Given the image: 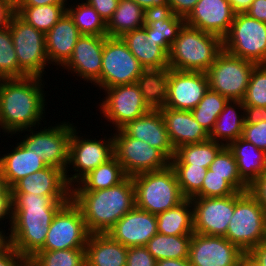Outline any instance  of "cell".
Returning <instances> with one entry per match:
<instances>
[{"instance_id":"c3c4849f","label":"cell","mask_w":266,"mask_h":266,"mask_svg":"<svg viewBox=\"0 0 266 266\" xmlns=\"http://www.w3.org/2000/svg\"><path fill=\"white\" fill-rule=\"evenodd\" d=\"M126 266H157V260L146 246L130 247L127 251Z\"/></svg>"},{"instance_id":"f5cc1de1","label":"cell","mask_w":266,"mask_h":266,"mask_svg":"<svg viewBox=\"0 0 266 266\" xmlns=\"http://www.w3.org/2000/svg\"><path fill=\"white\" fill-rule=\"evenodd\" d=\"M244 118L250 124L266 121V107L244 105Z\"/></svg>"},{"instance_id":"277c9868","label":"cell","mask_w":266,"mask_h":266,"mask_svg":"<svg viewBox=\"0 0 266 266\" xmlns=\"http://www.w3.org/2000/svg\"><path fill=\"white\" fill-rule=\"evenodd\" d=\"M222 50L221 37L184 24L168 54L169 68L206 72Z\"/></svg>"},{"instance_id":"6da1fadb","label":"cell","mask_w":266,"mask_h":266,"mask_svg":"<svg viewBox=\"0 0 266 266\" xmlns=\"http://www.w3.org/2000/svg\"><path fill=\"white\" fill-rule=\"evenodd\" d=\"M71 197L12 194V226L8 240L24 257H33L44 245L57 211Z\"/></svg>"},{"instance_id":"ac0fdd59","label":"cell","mask_w":266,"mask_h":266,"mask_svg":"<svg viewBox=\"0 0 266 266\" xmlns=\"http://www.w3.org/2000/svg\"><path fill=\"white\" fill-rule=\"evenodd\" d=\"M208 89L206 72L170 69L168 100L165 107L191 111Z\"/></svg>"},{"instance_id":"9a60e30c","label":"cell","mask_w":266,"mask_h":266,"mask_svg":"<svg viewBox=\"0 0 266 266\" xmlns=\"http://www.w3.org/2000/svg\"><path fill=\"white\" fill-rule=\"evenodd\" d=\"M104 91L107 96L99 104L100 111L104 118L115 125V130L122 129L129 122L150 111L136 83L118 85Z\"/></svg>"},{"instance_id":"7a4b0ae2","label":"cell","mask_w":266,"mask_h":266,"mask_svg":"<svg viewBox=\"0 0 266 266\" xmlns=\"http://www.w3.org/2000/svg\"><path fill=\"white\" fill-rule=\"evenodd\" d=\"M41 77L0 79V128L15 134L39 127L45 113V94ZM44 111V112H43Z\"/></svg>"},{"instance_id":"f1b7e54d","label":"cell","mask_w":266,"mask_h":266,"mask_svg":"<svg viewBox=\"0 0 266 266\" xmlns=\"http://www.w3.org/2000/svg\"><path fill=\"white\" fill-rule=\"evenodd\" d=\"M237 161L241 179L250 186L259 176L266 172V152L254 144L239 137L227 146Z\"/></svg>"},{"instance_id":"7dc6e473","label":"cell","mask_w":266,"mask_h":266,"mask_svg":"<svg viewBox=\"0 0 266 266\" xmlns=\"http://www.w3.org/2000/svg\"><path fill=\"white\" fill-rule=\"evenodd\" d=\"M242 138L266 152V121L244 123Z\"/></svg>"},{"instance_id":"30bf717a","label":"cell","mask_w":266,"mask_h":266,"mask_svg":"<svg viewBox=\"0 0 266 266\" xmlns=\"http://www.w3.org/2000/svg\"><path fill=\"white\" fill-rule=\"evenodd\" d=\"M144 67L120 37H107L102 53L100 77L93 83L100 89L136 83Z\"/></svg>"},{"instance_id":"836d02e7","label":"cell","mask_w":266,"mask_h":266,"mask_svg":"<svg viewBox=\"0 0 266 266\" xmlns=\"http://www.w3.org/2000/svg\"><path fill=\"white\" fill-rule=\"evenodd\" d=\"M147 12L133 0H119L112 18L107 23L108 37H121L126 32L142 28Z\"/></svg>"},{"instance_id":"816d5d0a","label":"cell","mask_w":266,"mask_h":266,"mask_svg":"<svg viewBox=\"0 0 266 266\" xmlns=\"http://www.w3.org/2000/svg\"><path fill=\"white\" fill-rule=\"evenodd\" d=\"M199 0H167L169 10L180 17L186 18Z\"/></svg>"},{"instance_id":"4fadbf2b","label":"cell","mask_w":266,"mask_h":266,"mask_svg":"<svg viewBox=\"0 0 266 266\" xmlns=\"http://www.w3.org/2000/svg\"><path fill=\"white\" fill-rule=\"evenodd\" d=\"M32 129L23 130L29 131L30 135H26L21 142L38 157H42L47 166L59 168L67 175L70 171L68 170L69 145L73 124L63 122L35 132Z\"/></svg>"},{"instance_id":"d590c367","label":"cell","mask_w":266,"mask_h":266,"mask_svg":"<svg viewBox=\"0 0 266 266\" xmlns=\"http://www.w3.org/2000/svg\"><path fill=\"white\" fill-rule=\"evenodd\" d=\"M224 146L210 139L202 143L180 146L175 150L170 166H197L208 169Z\"/></svg>"},{"instance_id":"f907efd6","label":"cell","mask_w":266,"mask_h":266,"mask_svg":"<svg viewBox=\"0 0 266 266\" xmlns=\"http://www.w3.org/2000/svg\"><path fill=\"white\" fill-rule=\"evenodd\" d=\"M248 192L259 202L266 214V172L249 186Z\"/></svg>"},{"instance_id":"7bdbcfd3","label":"cell","mask_w":266,"mask_h":266,"mask_svg":"<svg viewBox=\"0 0 266 266\" xmlns=\"http://www.w3.org/2000/svg\"><path fill=\"white\" fill-rule=\"evenodd\" d=\"M32 258L39 266H86L85 248L38 251Z\"/></svg>"},{"instance_id":"d6a6232c","label":"cell","mask_w":266,"mask_h":266,"mask_svg":"<svg viewBox=\"0 0 266 266\" xmlns=\"http://www.w3.org/2000/svg\"><path fill=\"white\" fill-rule=\"evenodd\" d=\"M157 231L164 235H192L194 233L193 205L185 198L181 203L156 215Z\"/></svg>"},{"instance_id":"8fae6325","label":"cell","mask_w":266,"mask_h":266,"mask_svg":"<svg viewBox=\"0 0 266 266\" xmlns=\"http://www.w3.org/2000/svg\"><path fill=\"white\" fill-rule=\"evenodd\" d=\"M113 135L114 157L127 176L159 171L170 165V160L159 149L130 137L123 129L117 130Z\"/></svg>"},{"instance_id":"603a6c76","label":"cell","mask_w":266,"mask_h":266,"mask_svg":"<svg viewBox=\"0 0 266 266\" xmlns=\"http://www.w3.org/2000/svg\"><path fill=\"white\" fill-rule=\"evenodd\" d=\"M130 137L145 141L159 149L169 160L175 155L160 110H150L122 128Z\"/></svg>"},{"instance_id":"8d00e7d4","label":"cell","mask_w":266,"mask_h":266,"mask_svg":"<svg viewBox=\"0 0 266 266\" xmlns=\"http://www.w3.org/2000/svg\"><path fill=\"white\" fill-rule=\"evenodd\" d=\"M192 235L155 234L146 247L158 261L163 259H186L189 257V246Z\"/></svg>"},{"instance_id":"74e56055","label":"cell","mask_w":266,"mask_h":266,"mask_svg":"<svg viewBox=\"0 0 266 266\" xmlns=\"http://www.w3.org/2000/svg\"><path fill=\"white\" fill-rule=\"evenodd\" d=\"M66 7L65 4L22 6L16 14L27 24L46 34L66 13Z\"/></svg>"},{"instance_id":"3957f363","label":"cell","mask_w":266,"mask_h":266,"mask_svg":"<svg viewBox=\"0 0 266 266\" xmlns=\"http://www.w3.org/2000/svg\"><path fill=\"white\" fill-rule=\"evenodd\" d=\"M71 199L80 208L90 234H106L135 207L133 179L127 176L119 184L97 191H71Z\"/></svg>"},{"instance_id":"94428289","label":"cell","mask_w":266,"mask_h":266,"mask_svg":"<svg viewBox=\"0 0 266 266\" xmlns=\"http://www.w3.org/2000/svg\"><path fill=\"white\" fill-rule=\"evenodd\" d=\"M157 266H192L189 259H163L157 261Z\"/></svg>"},{"instance_id":"60d3db41","label":"cell","mask_w":266,"mask_h":266,"mask_svg":"<svg viewBox=\"0 0 266 266\" xmlns=\"http://www.w3.org/2000/svg\"><path fill=\"white\" fill-rule=\"evenodd\" d=\"M227 102L228 99L226 97L208 89L198 105L191 110V113L194 119L210 134L217 117L223 111Z\"/></svg>"},{"instance_id":"8992f818","label":"cell","mask_w":266,"mask_h":266,"mask_svg":"<svg viewBox=\"0 0 266 266\" xmlns=\"http://www.w3.org/2000/svg\"><path fill=\"white\" fill-rule=\"evenodd\" d=\"M224 237L244 253L266 241V214L248 191L235 193L234 214Z\"/></svg>"},{"instance_id":"52a82bcc","label":"cell","mask_w":266,"mask_h":266,"mask_svg":"<svg viewBox=\"0 0 266 266\" xmlns=\"http://www.w3.org/2000/svg\"><path fill=\"white\" fill-rule=\"evenodd\" d=\"M256 65L223 49L206 71L209 89L218 92L228 100L242 101Z\"/></svg>"},{"instance_id":"f35d334b","label":"cell","mask_w":266,"mask_h":266,"mask_svg":"<svg viewBox=\"0 0 266 266\" xmlns=\"http://www.w3.org/2000/svg\"><path fill=\"white\" fill-rule=\"evenodd\" d=\"M69 7L66 8V13L82 35L108 36L106 22L87 2Z\"/></svg>"},{"instance_id":"ab89813d","label":"cell","mask_w":266,"mask_h":266,"mask_svg":"<svg viewBox=\"0 0 266 266\" xmlns=\"http://www.w3.org/2000/svg\"><path fill=\"white\" fill-rule=\"evenodd\" d=\"M207 174L222 176L237 192H247L249 190V186L241 179L237 169V161L227 146H224L218 152L207 169Z\"/></svg>"},{"instance_id":"e0dca14e","label":"cell","mask_w":266,"mask_h":266,"mask_svg":"<svg viewBox=\"0 0 266 266\" xmlns=\"http://www.w3.org/2000/svg\"><path fill=\"white\" fill-rule=\"evenodd\" d=\"M243 254L224 236L193 233L188 259L192 266H239Z\"/></svg>"},{"instance_id":"44dd1931","label":"cell","mask_w":266,"mask_h":266,"mask_svg":"<svg viewBox=\"0 0 266 266\" xmlns=\"http://www.w3.org/2000/svg\"><path fill=\"white\" fill-rule=\"evenodd\" d=\"M108 36L82 35L69 61L63 66L67 71H73L77 76L95 82L101 75L102 53L104 41Z\"/></svg>"},{"instance_id":"cb8c5ba5","label":"cell","mask_w":266,"mask_h":266,"mask_svg":"<svg viewBox=\"0 0 266 266\" xmlns=\"http://www.w3.org/2000/svg\"><path fill=\"white\" fill-rule=\"evenodd\" d=\"M160 111L170 142L175 150L186 144L202 143L209 140V134L194 119L191 111L168 107H164Z\"/></svg>"},{"instance_id":"e575fe53","label":"cell","mask_w":266,"mask_h":266,"mask_svg":"<svg viewBox=\"0 0 266 266\" xmlns=\"http://www.w3.org/2000/svg\"><path fill=\"white\" fill-rule=\"evenodd\" d=\"M126 177L127 175L122 165L113 156L106 163L99 165L83 177L78 184L75 185V188H71V191H97L107 189L119 184Z\"/></svg>"},{"instance_id":"f546056e","label":"cell","mask_w":266,"mask_h":266,"mask_svg":"<svg viewBox=\"0 0 266 266\" xmlns=\"http://www.w3.org/2000/svg\"><path fill=\"white\" fill-rule=\"evenodd\" d=\"M170 68L144 69L136 84L142 97L150 110H160L165 107L168 100Z\"/></svg>"},{"instance_id":"681fc988","label":"cell","mask_w":266,"mask_h":266,"mask_svg":"<svg viewBox=\"0 0 266 266\" xmlns=\"http://www.w3.org/2000/svg\"><path fill=\"white\" fill-rule=\"evenodd\" d=\"M100 15V17L106 22L112 18L115 12L119 0H86Z\"/></svg>"},{"instance_id":"6125c7cd","label":"cell","mask_w":266,"mask_h":266,"mask_svg":"<svg viewBox=\"0 0 266 266\" xmlns=\"http://www.w3.org/2000/svg\"><path fill=\"white\" fill-rule=\"evenodd\" d=\"M0 199H12L11 187L0 170Z\"/></svg>"},{"instance_id":"e7e4bbea","label":"cell","mask_w":266,"mask_h":266,"mask_svg":"<svg viewBox=\"0 0 266 266\" xmlns=\"http://www.w3.org/2000/svg\"><path fill=\"white\" fill-rule=\"evenodd\" d=\"M12 12L0 1V29L7 26Z\"/></svg>"},{"instance_id":"5b68a950","label":"cell","mask_w":266,"mask_h":266,"mask_svg":"<svg viewBox=\"0 0 266 266\" xmlns=\"http://www.w3.org/2000/svg\"><path fill=\"white\" fill-rule=\"evenodd\" d=\"M135 188V207L158 215L181 203L185 197L180 191L177 176L169 165L159 171L132 176Z\"/></svg>"},{"instance_id":"d6986e66","label":"cell","mask_w":266,"mask_h":266,"mask_svg":"<svg viewBox=\"0 0 266 266\" xmlns=\"http://www.w3.org/2000/svg\"><path fill=\"white\" fill-rule=\"evenodd\" d=\"M156 215L134 207L118 220L107 234L127 248L146 246L157 234Z\"/></svg>"},{"instance_id":"b9f144b4","label":"cell","mask_w":266,"mask_h":266,"mask_svg":"<svg viewBox=\"0 0 266 266\" xmlns=\"http://www.w3.org/2000/svg\"><path fill=\"white\" fill-rule=\"evenodd\" d=\"M24 77L27 75L19 68L11 31L7 25L0 29V79Z\"/></svg>"},{"instance_id":"2e32d148","label":"cell","mask_w":266,"mask_h":266,"mask_svg":"<svg viewBox=\"0 0 266 266\" xmlns=\"http://www.w3.org/2000/svg\"><path fill=\"white\" fill-rule=\"evenodd\" d=\"M193 205L194 233L225 236L235 209V194L227 197L190 198Z\"/></svg>"},{"instance_id":"91938a15","label":"cell","mask_w":266,"mask_h":266,"mask_svg":"<svg viewBox=\"0 0 266 266\" xmlns=\"http://www.w3.org/2000/svg\"><path fill=\"white\" fill-rule=\"evenodd\" d=\"M235 13H245L254 0H228Z\"/></svg>"},{"instance_id":"680465c9","label":"cell","mask_w":266,"mask_h":266,"mask_svg":"<svg viewBox=\"0 0 266 266\" xmlns=\"http://www.w3.org/2000/svg\"><path fill=\"white\" fill-rule=\"evenodd\" d=\"M9 218L10 222V228L12 226V199H0V221Z\"/></svg>"},{"instance_id":"bcb514c9","label":"cell","mask_w":266,"mask_h":266,"mask_svg":"<svg viewBox=\"0 0 266 266\" xmlns=\"http://www.w3.org/2000/svg\"><path fill=\"white\" fill-rule=\"evenodd\" d=\"M237 191L222 176L206 174L202 188L192 198L227 197Z\"/></svg>"},{"instance_id":"f6af8a7d","label":"cell","mask_w":266,"mask_h":266,"mask_svg":"<svg viewBox=\"0 0 266 266\" xmlns=\"http://www.w3.org/2000/svg\"><path fill=\"white\" fill-rule=\"evenodd\" d=\"M242 101L244 105L266 107V64L254 67Z\"/></svg>"},{"instance_id":"9f6ffc18","label":"cell","mask_w":266,"mask_h":266,"mask_svg":"<svg viewBox=\"0 0 266 266\" xmlns=\"http://www.w3.org/2000/svg\"><path fill=\"white\" fill-rule=\"evenodd\" d=\"M25 257L11 247L1 258L0 266H17Z\"/></svg>"},{"instance_id":"484cf974","label":"cell","mask_w":266,"mask_h":266,"mask_svg":"<svg viewBox=\"0 0 266 266\" xmlns=\"http://www.w3.org/2000/svg\"><path fill=\"white\" fill-rule=\"evenodd\" d=\"M47 165L42 157L29 150L21 141L12 152L0 157V170L12 187L21 178L35 173Z\"/></svg>"},{"instance_id":"ee69618b","label":"cell","mask_w":266,"mask_h":266,"mask_svg":"<svg viewBox=\"0 0 266 266\" xmlns=\"http://www.w3.org/2000/svg\"><path fill=\"white\" fill-rule=\"evenodd\" d=\"M177 176L180 191L185 198H192L201 188L207 168L197 166H171Z\"/></svg>"},{"instance_id":"a7ac6f4b","label":"cell","mask_w":266,"mask_h":266,"mask_svg":"<svg viewBox=\"0 0 266 266\" xmlns=\"http://www.w3.org/2000/svg\"><path fill=\"white\" fill-rule=\"evenodd\" d=\"M241 266H261L257 261H255L248 253L242 255Z\"/></svg>"},{"instance_id":"11a10c76","label":"cell","mask_w":266,"mask_h":266,"mask_svg":"<svg viewBox=\"0 0 266 266\" xmlns=\"http://www.w3.org/2000/svg\"><path fill=\"white\" fill-rule=\"evenodd\" d=\"M139 6H141L147 13L168 11L167 0H133Z\"/></svg>"},{"instance_id":"1f68e13d","label":"cell","mask_w":266,"mask_h":266,"mask_svg":"<svg viewBox=\"0 0 266 266\" xmlns=\"http://www.w3.org/2000/svg\"><path fill=\"white\" fill-rule=\"evenodd\" d=\"M238 108L244 111L243 101L228 100L223 111L217 117L213 130L209 134L210 140L228 146L231 142L242 137L245 118L244 112L238 115L240 114ZM236 109L238 111H236ZM223 141H225V143Z\"/></svg>"},{"instance_id":"83f0119b","label":"cell","mask_w":266,"mask_h":266,"mask_svg":"<svg viewBox=\"0 0 266 266\" xmlns=\"http://www.w3.org/2000/svg\"><path fill=\"white\" fill-rule=\"evenodd\" d=\"M144 69L169 67L168 53L142 27L120 37Z\"/></svg>"},{"instance_id":"ffe728a7","label":"cell","mask_w":266,"mask_h":266,"mask_svg":"<svg viewBox=\"0 0 266 266\" xmlns=\"http://www.w3.org/2000/svg\"><path fill=\"white\" fill-rule=\"evenodd\" d=\"M235 14L228 0H199L185 18V24L223 39L230 31Z\"/></svg>"},{"instance_id":"03108f58","label":"cell","mask_w":266,"mask_h":266,"mask_svg":"<svg viewBox=\"0 0 266 266\" xmlns=\"http://www.w3.org/2000/svg\"><path fill=\"white\" fill-rule=\"evenodd\" d=\"M12 13H16L26 0H0Z\"/></svg>"},{"instance_id":"9c48e42d","label":"cell","mask_w":266,"mask_h":266,"mask_svg":"<svg viewBox=\"0 0 266 266\" xmlns=\"http://www.w3.org/2000/svg\"><path fill=\"white\" fill-rule=\"evenodd\" d=\"M11 31L19 68L27 76H43L49 64L45 33L27 24L16 13H12L7 24Z\"/></svg>"},{"instance_id":"ba28073f","label":"cell","mask_w":266,"mask_h":266,"mask_svg":"<svg viewBox=\"0 0 266 266\" xmlns=\"http://www.w3.org/2000/svg\"><path fill=\"white\" fill-rule=\"evenodd\" d=\"M223 49L255 64H266V23L246 13H236Z\"/></svg>"},{"instance_id":"d4e9b609","label":"cell","mask_w":266,"mask_h":266,"mask_svg":"<svg viewBox=\"0 0 266 266\" xmlns=\"http://www.w3.org/2000/svg\"><path fill=\"white\" fill-rule=\"evenodd\" d=\"M82 36L73 20L65 13L45 34L46 53L49 63L62 67L72 56L74 46Z\"/></svg>"},{"instance_id":"5bb4252c","label":"cell","mask_w":266,"mask_h":266,"mask_svg":"<svg viewBox=\"0 0 266 266\" xmlns=\"http://www.w3.org/2000/svg\"><path fill=\"white\" fill-rule=\"evenodd\" d=\"M76 134L78 132L76 127L73 126L69 145L68 165L73 166L76 173L65 175L66 181L71 188L92 170L106 163L114 156L113 137H108L105 140L104 136L103 140H97L96 138L92 140L84 139Z\"/></svg>"},{"instance_id":"7c38bea8","label":"cell","mask_w":266,"mask_h":266,"mask_svg":"<svg viewBox=\"0 0 266 266\" xmlns=\"http://www.w3.org/2000/svg\"><path fill=\"white\" fill-rule=\"evenodd\" d=\"M89 235L80 208L70 199L55 214L39 251L85 248Z\"/></svg>"},{"instance_id":"6f0895ef","label":"cell","mask_w":266,"mask_h":266,"mask_svg":"<svg viewBox=\"0 0 266 266\" xmlns=\"http://www.w3.org/2000/svg\"><path fill=\"white\" fill-rule=\"evenodd\" d=\"M248 254L261 266H266V241L253 247Z\"/></svg>"},{"instance_id":"4316f807","label":"cell","mask_w":266,"mask_h":266,"mask_svg":"<svg viewBox=\"0 0 266 266\" xmlns=\"http://www.w3.org/2000/svg\"><path fill=\"white\" fill-rule=\"evenodd\" d=\"M128 248L106 234H90L85 246L86 266H126Z\"/></svg>"},{"instance_id":"003e7915","label":"cell","mask_w":266,"mask_h":266,"mask_svg":"<svg viewBox=\"0 0 266 266\" xmlns=\"http://www.w3.org/2000/svg\"><path fill=\"white\" fill-rule=\"evenodd\" d=\"M3 230H0V258L11 248V244Z\"/></svg>"},{"instance_id":"89a4df30","label":"cell","mask_w":266,"mask_h":266,"mask_svg":"<svg viewBox=\"0 0 266 266\" xmlns=\"http://www.w3.org/2000/svg\"><path fill=\"white\" fill-rule=\"evenodd\" d=\"M17 266H39L32 257H25Z\"/></svg>"},{"instance_id":"7402d4cb","label":"cell","mask_w":266,"mask_h":266,"mask_svg":"<svg viewBox=\"0 0 266 266\" xmlns=\"http://www.w3.org/2000/svg\"><path fill=\"white\" fill-rule=\"evenodd\" d=\"M12 194H38L47 197H71L65 172L59 168H45L21 178L11 187Z\"/></svg>"},{"instance_id":"db71d44e","label":"cell","mask_w":266,"mask_h":266,"mask_svg":"<svg viewBox=\"0 0 266 266\" xmlns=\"http://www.w3.org/2000/svg\"><path fill=\"white\" fill-rule=\"evenodd\" d=\"M245 13L258 21L266 23V0H254Z\"/></svg>"},{"instance_id":"be15d7a7","label":"cell","mask_w":266,"mask_h":266,"mask_svg":"<svg viewBox=\"0 0 266 266\" xmlns=\"http://www.w3.org/2000/svg\"><path fill=\"white\" fill-rule=\"evenodd\" d=\"M51 4H67V0H26L22 6H43Z\"/></svg>"},{"instance_id":"4dcf8cb0","label":"cell","mask_w":266,"mask_h":266,"mask_svg":"<svg viewBox=\"0 0 266 266\" xmlns=\"http://www.w3.org/2000/svg\"><path fill=\"white\" fill-rule=\"evenodd\" d=\"M185 24V18L173 14L170 10L149 12L143 28L150 39L160 45L168 54Z\"/></svg>"}]
</instances>
